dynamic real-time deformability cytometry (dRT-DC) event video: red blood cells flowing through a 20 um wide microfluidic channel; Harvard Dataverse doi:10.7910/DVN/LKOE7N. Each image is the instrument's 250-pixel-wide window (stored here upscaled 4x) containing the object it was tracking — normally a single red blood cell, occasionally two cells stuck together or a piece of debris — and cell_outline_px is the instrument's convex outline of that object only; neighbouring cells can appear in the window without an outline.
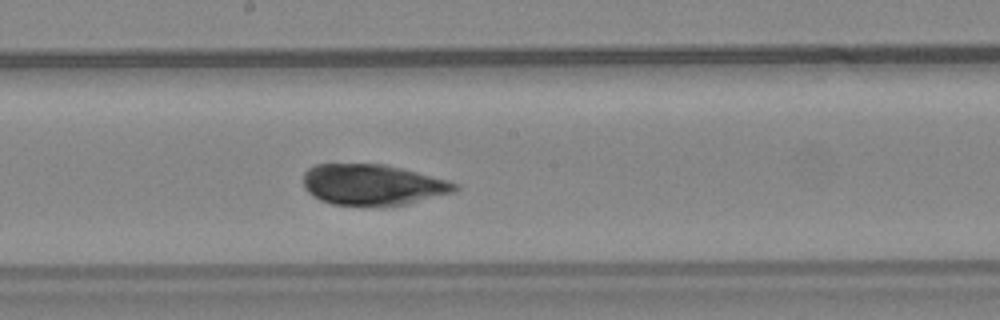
{"species": "common noctule bat (a hibernating species)", "species_latin": "Nyctalus noctula", "temperature_condition": "warm", "stored_images_in_passage": 42, "camera_frame_rate_fps": 3000, "um_per_image_px": 0.085, "animal": {"sex": "female", "body_mass_g": 24.6, "forearm_length_mm": 56.2}, "frame": {"image": 1, "passage_image": 20, "time_ms": 6.333, "image_size_px": [1000, 320], "cell_outline_px": [[460, 188], [456, 192], [408, 204], [332, 204], [320, 200], [312, 196], [304, 188], [304, 172], [308, 168], [316, 164], [384, 164], [448, 180], [460, 184]], "centroid_in_image_um": [31.7, 15.69], "position_along_channel_um": 216.5, "area_um2": 35.84}}